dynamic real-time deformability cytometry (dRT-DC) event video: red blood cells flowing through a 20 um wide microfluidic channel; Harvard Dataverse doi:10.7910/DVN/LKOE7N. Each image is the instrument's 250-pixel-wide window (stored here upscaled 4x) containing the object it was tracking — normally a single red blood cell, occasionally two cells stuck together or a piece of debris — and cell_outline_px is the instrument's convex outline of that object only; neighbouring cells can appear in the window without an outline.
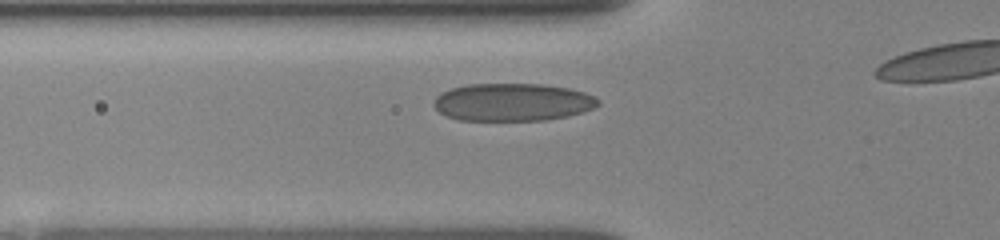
{"species": "human", "species_latin": "Homo sapiens", "temperature_condition": "room temperature", "stored_images_in_passage": 22, "segment_of_instrument_passage": [1, 2], "camera_frame_rate_fps": 3000, "um_per_image_px": 0.085, "donor": {"sex": "female"}, "frame": {"image": 1, "passage_image": 2, "time_ms": 0.333, "image_size_px": [1000, 240], "cell_outline_px": [[600, 104], [592, 108], [568, 116], [544, 120], [460, 120], [448, 116], [440, 112], [432, 104], [432, 100], [440, 92], [452, 88], [468, 84], [540, 84], [568, 88], [584, 92], [596, 96], [600, 100]], "centroid_in_image_um": [43.55, 8.68], "position_along_channel_um": 82.2, "area_um2": 36.13}}
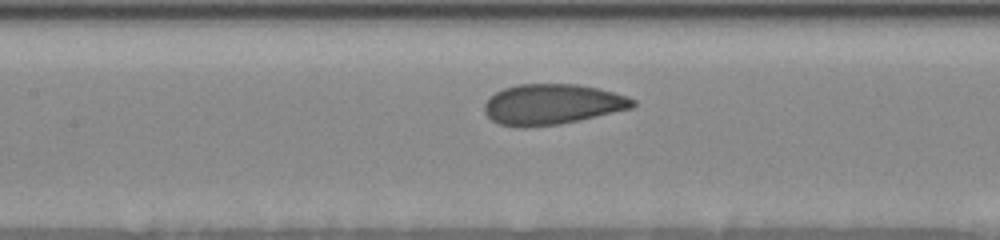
{"frame": {"image": 2, "passage_image": 9, "time_ms": 2.333, "image_size_px": [1000, 240], "cell_outline_px": [[636, 104], [632, 108], [580, 120], [560, 124], [524, 128], [516, 128], [500, 124], [492, 120], [484, 112], [484, 104], [488, 96], [504, 88], [516, 84], [576, 84], [596, 88], [628, 96], [636, 100]], "centroid_in_image_um": [46.9, 8.88], "position_along_channel_um": 160.5, "area_um2": 35.26}}
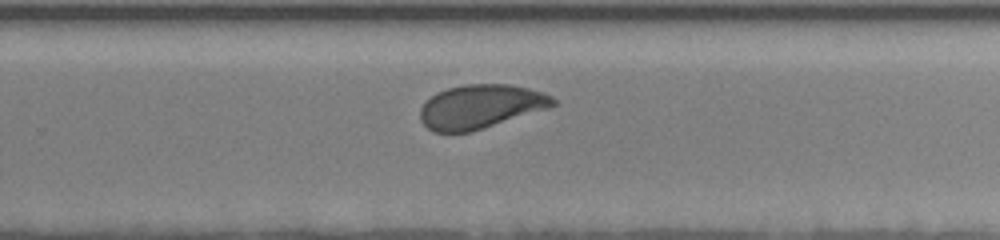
{"frame": {"image": 3, "passage_image": 20, "time_ms": 5.667, "image_size_px": [1000, 240], "cell_outline_px": [[556, 104], [552, 108], [472, 132], [432, 132], [420, 120], [420, 108], [436, 92], [448, 88], [464, 84], [512, 84], [544, 92], [552, 96], [556, 100]], "centroid_in_image_um": [40.9, 9.06], "position_along_channel_um": 288.9, "area_um2": 34.45}}